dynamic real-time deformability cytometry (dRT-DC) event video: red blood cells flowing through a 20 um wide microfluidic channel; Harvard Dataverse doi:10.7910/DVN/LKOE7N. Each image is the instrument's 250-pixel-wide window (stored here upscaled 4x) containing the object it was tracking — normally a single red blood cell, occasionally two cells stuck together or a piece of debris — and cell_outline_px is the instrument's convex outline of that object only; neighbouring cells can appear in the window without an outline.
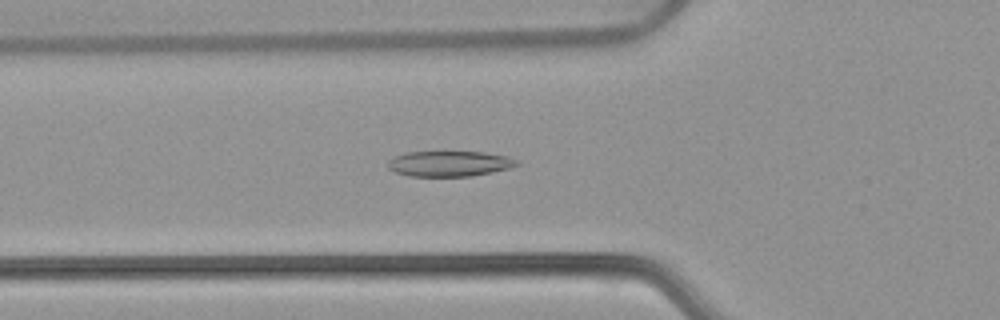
{"species": "common noctule bat (a hibernating species)", "species_latin": "Nyctalus noctula", "temperature_condition": "warm", "stored_images_in_passage": 53, "camera_frame_rate_fps": 3000, "um_per_image_px": 0.085, "animal": {"sex": "female", "body_mass_g": 22.7, "forearm_length_mm": 54.2}, "frame": {"image": 1, "passage_image": 19, "time_ms": 6.0, "image_size_px": [1000, 320], "cell_outline_px": [[520, 164], [508, 168], [492, 172], [472, 176], [408, 176], [396, 172], [388, 168], [388, 160], [392, 156], [404, 152], [484, 152], [508, 156], [516, 160]], "centroid_in_image_um": [38.16, 13.9], "position_along_channel_um": 87.6, "area_um2": 19.19}}
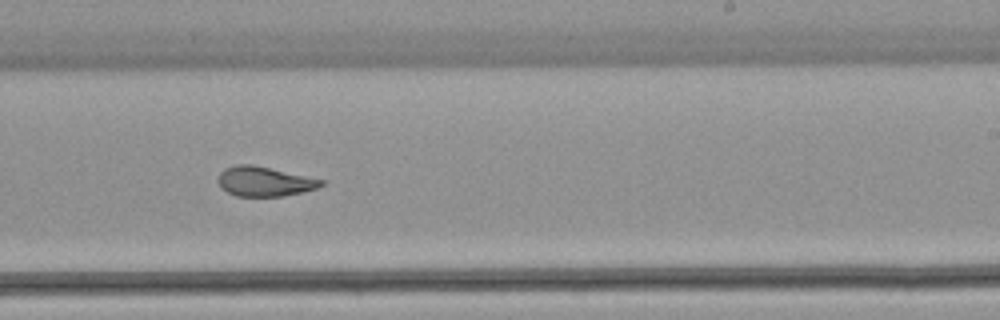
{"frame": {"image": 2, "passage_image": 33, "time_ms": 10.667, "image_size_px": [1000, 320], "cell_outline_px": [[324, 184], [316, 188], [304, 192], [284, 196], [236, 196], [220, 188], [220, 172], [224, 168], [236, 164], [252, 164], [324, 180]], "centroid_in_image_um": [22.48, 15.42], "position_along_channel_um": 266.5, "area_um2": 17.69}}
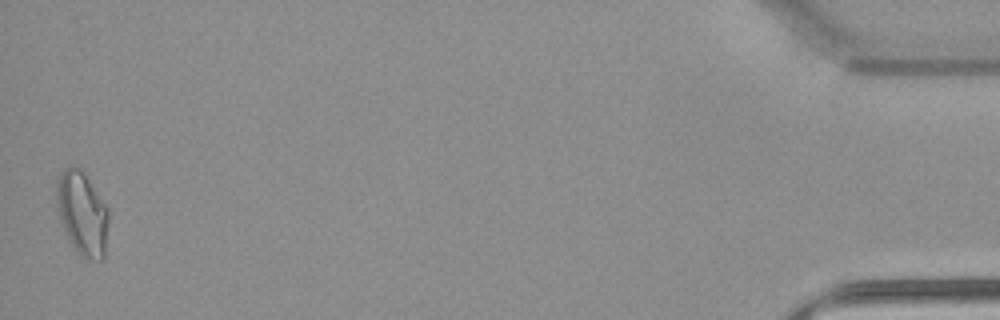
{"frame": {"image": 3, "passage_image": 53, "time_ms": 17.333, "image_size_px": [1000, 320], "cell_outline_px": [[108, 220], [104, 260], [100, 260], [80, 256], [64, 232], [60, 224], [56, 204], [56, 184], [64, 168], [72, 164], [80, 168], [84, 172], [108, 208]], "centroid_in_image_um": [6.97, 18.12], "position_along_channel_um": 428.2, "area_um2": 25.49}, "authors_computed_cell_mechanics": {"area_um2": 20.0566, "velocity_mm_per_s": 3.8233, "shape_relaxation_time_tau1_ms": 8.9786, "shape_relaxation_time_tau2_ms": 2.0811, "deformation_change_tau1": 0.2325, "deformation_change_tau2": 0.0862}}